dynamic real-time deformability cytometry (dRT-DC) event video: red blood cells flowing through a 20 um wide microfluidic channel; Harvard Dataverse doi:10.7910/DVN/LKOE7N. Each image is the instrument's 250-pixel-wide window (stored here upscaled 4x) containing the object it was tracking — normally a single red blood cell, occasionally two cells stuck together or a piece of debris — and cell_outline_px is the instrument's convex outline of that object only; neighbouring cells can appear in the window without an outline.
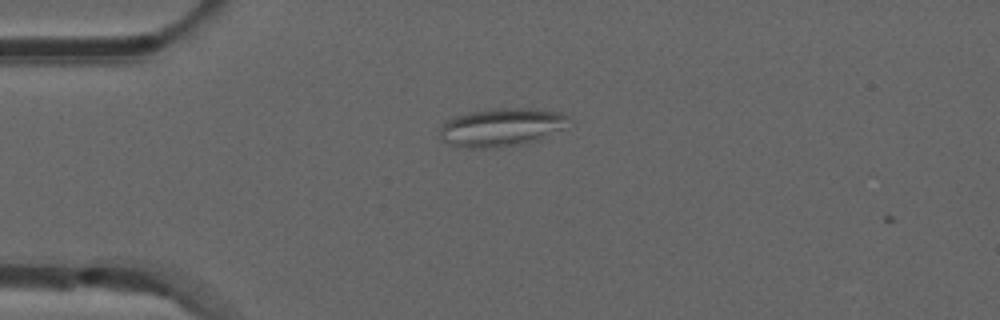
{"species": "common noctule bat (a hibernating species)", "species_latin": "Nyctalus noctula", "temperature_condition": "room temperature", "stored_images_in_passage": 2, "camera_frame_rate_fps": 3000, "um_per_image_px": 0.085, "animal": {"sex": "male", "forearm_length_mm": 52.5}, "frame": {"image": 1, "passage_image": 1, "time_ms": 0.0, "image_size_px": [1000, 320], "cell_outline_px": [[568, 116], [564, 128], [536, 140], [520, 144], [496, 148], [468, 148], [452, 144], [444, 140], [440, 136], [440, 128], [452, 116], [468, 112], [492, 108], [532, 108], [560, 112]], "centroid_in_image_um": [42.6, 10.8], "position_along_channel_um": 42.4, "area_um2": 28.5}}